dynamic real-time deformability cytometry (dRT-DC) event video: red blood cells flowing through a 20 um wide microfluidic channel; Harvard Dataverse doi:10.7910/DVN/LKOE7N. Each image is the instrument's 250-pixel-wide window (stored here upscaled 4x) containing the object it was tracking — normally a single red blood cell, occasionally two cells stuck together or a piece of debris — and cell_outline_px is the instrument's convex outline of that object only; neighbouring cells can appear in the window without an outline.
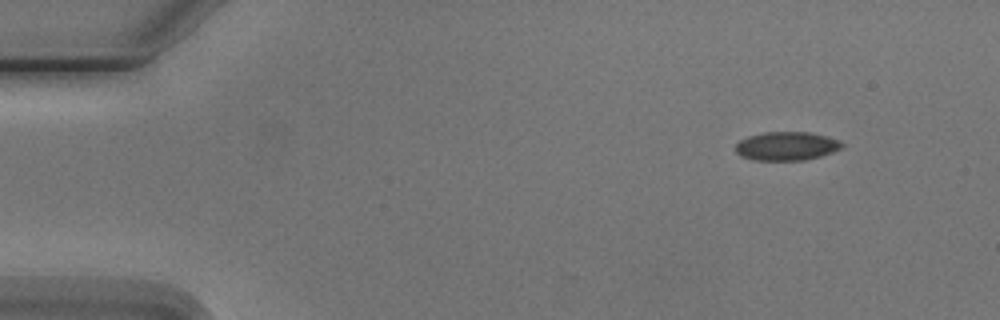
{"species": "Egyptian fruit bat (a non-hibernating species)", "species_latin": "Rousettus aegyptiacus", "temperature_condition": "cold", "stored_images_in_passage": 3, "camera_frame_rate_fps": 3000, "um_per_image_px": 0.085, "animal": {"sex": "male"}, "frame": {"image": 1, "passage_image": 1, "time_ms": 0.0, "image_size_px": [1000, 320], "cell_outline_px": [[844, 144], [840, 148], [832, 152], [820, 156], [804, 160], [756, 160], [740, 156], [736, 152], [736, 144], [740, 140], [748, 136], [764, 132], [808, 132], [840, 140]], "centroid_in_image_um": [66.84, 12.41], "position_along_channel_um": 18.2, "area_um2": 17.63}}
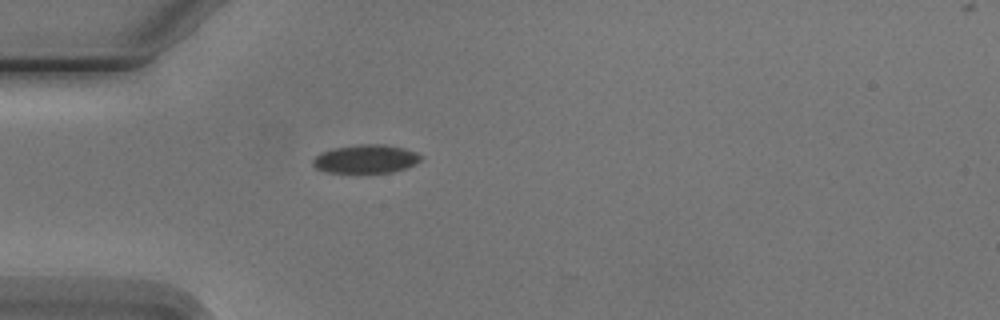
{"frame": {"image": 2, "passage_image": 3, "time_ms": 3.333, "image_size_px": [1000, 320], "cell_outline_px": [[424, 156], [416, 164], [392, 172], [328, 172], [316, 168], [312, 164], [312, 160], [320, 152], [332, 148], [360, 144], [384, 144], [404, 148], [416, 152]], "centroid_in_image_um": [31.1, 13.49], "position_along_channel_um": 53.9, "area_um2": 17.92}}